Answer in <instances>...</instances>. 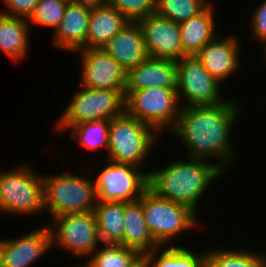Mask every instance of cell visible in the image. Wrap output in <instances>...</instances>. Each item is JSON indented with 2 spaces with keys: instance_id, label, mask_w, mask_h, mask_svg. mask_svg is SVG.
Returning <instances> with one entry per match:
<instances>
[{
  "instance_id": "obj_1",
  "label": "cell",
  "mask_w": 266,
  "mask_h": 267,
  "mask_svg": "<svg viewBox=\"0 0 266 267\" xmlns=\"http://www.w3.org/2000/svg\"><path fill=\"white\" fill-rule=\"evenodd\" d=\"M229 99L211 106L181 107L177 123L170 131L182 140L188 157L207 161L215 158L224 172L238 159L231 132L238 120L240 104Z\"/></svg>"
},
{
  "instance_id": "obj_2",
  "label": "cell",
  "mask_w": 266,
  "mask_h": 267,
  "mask_svg": "<svg viewBox=\"0 0 266 267\" xmlns=\"http://www.w3.org/2000/svg\"><path fill=\"white\" fill-rule=\"evenodd\" d=\"M185 158L183 161L174 159L162 169L149 171V189L157 196L187 206L197 214L204 192L225 173L216 163Z\"/></svg>"
},
{
  "instance_id": "obj_3",
  "label": "cell",
  "mask_w": 266,
  "mask_h": 267,
  "mask_svg": "<svg viewBox=\"0 0 266 267\" xmlns=\"http://www.w3.org/2000/svg\"><path fill=\"white\" fill-rule=\"evenodd\" d=\"M160 137L150 125L124 111L110 120L106 159L142 167Z\"/></svg>"
},
{
  "instance_id": "obj_4",
  "label": "cell",
  "mask_w": 266,
  "mask_h": 267,
  "mask_svg": "<svg viewBox=\"0 0 266 267\" xmlns=\"http://www.w3.org/2000/svg\"><path fill=\"white\" fill-rule=\"evenodd\" d=\"M42 174L44 210L52 217L94 211L97 194L94 179L74 173Z\"/></svg>"
},
{
  "instance_id": "obj_5",
  "label": "cell",
  "mask_w": 266,
  "mask_h": 267,
  "mask_svg": "<svg viewBox=\"0 0 266 267\" xmlns=\"http://www.w3.org/2000/svg\"><path fill=\"white\" fill-rule=\"evenodd\" d=\"M143 215L153 238L163 247L175 246L173 238L180 233L198 228L199 218L187 206L157 196L149 188L139 199ZM172 242V244H171Z\"/></svg>"
},
{
  "instance_id": "obj_6",
  "label": "cell",
  "mask_w": 266,
  "mask_h": 267,
  "mask_svg": "<svg viewBox=\"0 0 266 267\" xmlns=\"http://www.w3.org/2000/svg\"><path fill=\"white\" fill-rule=\"evenodd\" d=\"M31 164L0 172V214L44 212L43 178Z\"/></svg>"
},
{
  "instance_id": "obj_7",
  "label": "cell",
  "mask_w": 266,
  "mask_h": 267,
  "mask_svg": "<svg viewBox=\"0 0 266 267\" xmlns=\"http://www.w3.org/2000/svg\"><path fill=\"white\" fill-rule=\"evenodd\" d=\"M61 113L56 131L90 121L111 120L125 111V90L93 89L81 86Z\"/></svg>"
},
{
  "instance_id": "obj_8",
  "label": "cell",
  "mask_w": 266,
  "mask_h": 267,
  "mask_svg": "<svg viewBox=\"0 0 266 267\" xmlns=\"http://www.w3.org/2000/svg\"><path fill=\"white\" fill-rule=\"evenodd\" d=\"M180 108L177 89L150 87L125 91V112L150 125L159 135L174 128Z\"/></svg>"
},
{
  "instance_id": "obj_9",
  "label": "cell",
  "mask_w": 266,
  "mask_h": 267,
  "mask_svg": "<svg viewBox=\"0 0 266 267\" xmlns=\"http://www.w3.org/2000/svg\"><path fill=\"white\" fill-rule=\"evenodd\" d=\"M52 218L54 221L48 224L52 248L60 246L76 258L88 259L101 246L94 211L61 214Z\"/></svg>"
},
{
  "instance_id": "obj_10",
  "label": "cell",
  "mask_w": 266,
  "mask_h": 267,
  "mask_svg": "<svg viewBox=\"0 0 266 267\" xmlns=\"http://www.w3.org/2000/svg\"><path fill=\"white\" fill-rule=\"evenodd\" d=\"M106 164L94 178L98 201L126 203L137 201L149 188L148 171L144 172L132 164L109 160H106Z\"/></svg>"
},
{
  "instance_id": "obj_11",
  "label": "cell",
  "mask_w": 266,
  "mask_h": 267,
  "mask_svg": "<svg viewBox=\"0 0 266 267\" xmlns=\"http://www.w3.org/2000/svg\"><path fill=\"white\" fill-rule=\"evenodd\" d=\"M176 67L177 96L179 104L182 101L181 107L211 106L227 100L221 96L222 84L204 68L196 56L182 57L176 61Z\"/></svg>"
},
{
  "instance_id": "obj_12",
  "label": "cell",
  "mask_w": 266,
  "mask_h": 267,
  "mask_svg": "<svg viewBox=\"0 0 266 267\" xmlns=\"http://www.w3.org/2000/svg\"><path fill=\"white\" fill-rule=\"evenodd\" d=\"M81 86L125 90L127 71L102 48H80Z\"/></svg>"
},
{
  "instance_id": "obj_13",
  "label": "cell",
  "mask_w": 266,
  "mask_h": 267,
  "mask_svg": "<svg viewBox=\"0 0 266 267\" xmlns=\"http://www.w3.org/2000/svg\"><path fill=\"white\" fill-rule=\"evenodd\" d=\"M150 57L178 61L183 57L179 23L150 14L137 21Z\"/></svg>"
},
{
  "instance_id": "obj_14",
  "label": "cell",
  "mask_w": 266,
  "mask_h": 267,
  "mask_svg": "<svg viewBox=\"0 0 266 267\" xmlns=\"http://www.w3.org/2000/svg\"><path fill=\"white\" fill-rule=\"evenodd\" d=\"M3 267H30L52 249L48 225L21 237L0 240Z\"/></svg>"
},
{
  "instance_id": "obj_15",
  "label": "cell",
  "mask_w": 266,
  "mask_h": 267,
  "mask_svg": "<svg viewBox=\"0 0 266 267\" xmlns=\"http://www.w3.org/2000/svg\"><path fill=\"white\" fill-rule=\"evenodd\" d=\"M220 33L206 43L195 55L204 68L220 83L228 80L230 75L235 74L241 68L240 42L236 35H227L221 39Z\"/></svg>"
},
{
  "instance_id": "obj_16",
  "label": "cell",
  "mask_w": 266,
  "mask_h": 267,
  "mask_svg": "<svg viewBox=\"0 0 266 267\" xmlns=\"http://www.w3.org/2000/svg\"><path fill=\"white\" fill-rule=\"evenodd\" d=\"M176 61L148 57L127 71L125 91L150 87L177 89Z\"/></svg>"
},
{
  "instance_id": "obj_17",
  "label": "cell",
  "mask_w": 266,
  "mask_h": 267,
  "mask_svg": "<svg viewBox=\"0 0 266 267\" xmlns=\"http://www.w3.org/2000/svg\"><path fill=\"white\" fill-rule=\"evenodd\" d=\"M102 49L126 71L149 57L138 22H129Z\"/></svg>"
},
{
  "instance_id": "obj_18",
  "label": "cell",
  "mask_w": 266,
  "mask_h": 267,
  "mask_svg": "<svg viewBox=\"0 0 266 267\" xmlns=\"http://www.w3.org/2000/svg\"><path fill=\"white\" fill-rule=\"evenodd\" d=\"M91 8L69 2L63 19L53 34L52 44L56 48L72 53L86 48V35Z\"/></svg>"
},
{
  "instance_id": "obj_19",
  "label": "cell",
  "mask_w": 266,
  "mask_h": 267,
  "mask_svg": "<svg viewBox=\"0 0 266 267\" xmlns=\"http://www.w3.org/2000/svg\"><path fill=\"white\" fill-rule=\"evenodd\" d=\"M130 21L109 4L91 8L86 48H102Z\"/></svg>"
},
{
  "instance_id": "obj_20",
  "label": "cell",
  "mask_w": 266,
  "mask_h": 267,
  "mask_svg": "<svg viewBox=\"0 0 266 267\" xmlns=\"http://www.w3.org/2000/svg\"><path fill=\"white\" fill-rule=\"evenodd\" d=\"M210 3L198 15L179 23L180 39L184 56H195L209 41H212L220 32H217L214 19V5Z\"/></svg>"
},
{
  "instance_id": "obj_21",
  "label": "cell",
  "mask_w": 266,
  "mask_h": 267,
  "mask_svg": "<svg viewBox=\"0 0 266 267\" xmlns=\"http://www.w3.org/2000/svg\"><path fill=\"white\" fill-rule=\"evenodd\" d=\"M122 246L137 250L142 256L161 245L145 222L142 204L139 200L124 202V234Z\"/></svg>"
},
{
  "instance_id": "obj_22",
  "label": "cell",
  "mask_w": 266,
  "mask_h": 267,
  "mask_svg": "<svg viewBox=\"0 0 266 267\" xmlns=\"http://www.w3.org/2000/svg\"><path fill=\"white\" fill-rule=\"evenodd\" d=\"M30 29L27 19L0 12V52L14 62L22 61L28 55Z\"/></svg>"
},
{
  "instance_id": "obj_23",
  "label": "cell",
  "mask_w": 266,
  "mask_h": 267,
  "mask_svg": "<svg viewBox=\"0 0 266 267\" xmlns=\"http://www.w3.org/2000/svg\"><path fill=\"white\" fill-rule=\"evenodd\" d=\"M101 243L121 244L124 234V202L97 201L94 208Z\"/></svg>"
},
{
  "instance_id": "obj_24",
  "label": "cell",
  "mask_w": 266,
  "mask_h": 267,
  "mask_svg": "<svg viewBox=\"0 0 266 267\" xmlns=\"http://www.w3.org/2000/svg\"><path fill=\"white\" fill-rule=\"evenodd\" d=\"M205 255V251L197 254L190 248L175 245L165 249L160 246L144 254L143 259L147 267H204Z\"/></svg>"
},
{
  "instance_id": "obj_25",
  "label": "cell",
  "mask_w": 266,
  "mask_h": 267,
  "mask_svg": "<svg viewBox=\"0 0 266 267\" xmlns=\"http://www.w3.org/2000/svg\"><path fill=\"white\" fill-rule=\"evenodd\" d=\"M266 253L248 248L232 249L212 247L206 251L204 267H261Z\"/></svg>"
},
{
  "instance_id": "obj_26",
  "label": "cell",
  "mask_w": 266,
  "mask_h": 267,
  "mask_svg": "<svg viewBox=\"0 0 266 267\" xmlns=\"http://www.w3.org/2000/svg\"><path fill=\"white\" fill-rule=\"evenodd\" d=\"M87 259L83 267H134L143 256L121 244H102Z\"/></svg>"
},
{
  "instance_id": "obj_27",
  "label": "cell",
  "mask_w": 266,
  "mask_h": 267,
  "mask_svg": "<svg viewBox=\"0 0 266 267\" xmlns=\"http://www.w3.org/2000/svg\"><path fill=\"white\" fill-rule=\"evenodd\" d=\"M109 126L110 120H97L71 126L68 131H71V138L85 149L96 152L103 147L107 154Z\"/></svg>"
},
{
  "instance_id": "obj_28",
  "label": "cell",
  "mask_w": 266,
  "mask_h": 267,
  "mask_svg": "<svg viewBox=\"0 0 266 267\" xmlns=\"http://www.w3.org/2000/svg\"><path fill=\"white\" fill-rule=\"evenodd\" d=\"M209 0H156V11L159 16L181 23L202 12Z\"/></svg>"
},
{
  "instance_id": "obj_29",
  "label": "cell",
  "mask_w": 266,
  "mask_h": 267,
  "mask_svg": "<svg viewBox=\"0 0 266 267\" xmlns=\"http://www.w3.org/2000/svg\"><path fill=\"white\" fill-rule=\"evenodd\" d=\"M67 4L68 2L64 0H39L28 18L29 25L51 27L55 32L63 19Z\"/></svg>"
},
{
  "instance_id": "obj_30",
  "label": "cell",
  "mask_w": 266,
  "mask_h": 267,
  "mask_svg": "<svg viewBox=\"0 0 266 267\" xmlns=\"http://www.w3.org/2000/svg\"><path fill=\"white\" fill-rule=\"evenodd\" d=\"M108 4L130 22H137L156 11V0H108Z\"/></svg>"
},
{
  "instance_id": "obj_31",
  "label": "cell",
  "mask_w": 266,
  "mask_h": 267,
  "mask_svg": "<svg viewBox=\"0 0 266 267\" xmlns=\"http://www.w3.org/2000/svg\"><path fill=\"white\" fill-rule=\"evenodd\" d=\"M251 33L252 38L262 42L266 46V0H263L251 14Z\"/></svg>"
},
{
  "instance_id": "obj_32",
  "label": "cell",
  "mask_w": 266,
  "mask_h": 267,
  "mask_svg": "<svg viewBox=\"0 0 266 267\" xmlns=\"http://www.w3.org/2000/svg\"><path fill=\"white\" fill-rule=\"evenodd\" d=\"M5 10H1L2 14L27 19L33 13L39 0H2Z\"/></svg>"
},
{
  "instance_id": "obj_33",
  "label": "cell",
  "mask_w": 266,
  "mask_h": 267,
  "mask_svg": "<svg viewBox=\"0 0 266 267\" xmlns=\"http://www.w3.org/2000/svg\"><path fill=\"white\" fill-rule=\"evenodd\" d=\"M73 3L88 6L90 8L108 4V0H73Z\"/></svg>"
},
{
  "instance_id": "obj_34",
  "label": "cell",
  "mask_w": 266,
  "mask_h": 267,
  "mask_svg": "<svg viewBox=\"0 0 266 267\" xmlns=\"http://www.w3.org/2000/svg\"><path fill=\"white\" fill-rule=\"evenodd\" d=\"M134 267H147L144 259L142 258Z\"/></svg>"
},
{
  "instance_id": "obj_35",
  "label": "cell",
  "mask_w": 266,
  "mask_h": 267,
  "mask_svg": "<svg viewBox=\"0 0 266 267\" xmlns=\"http://www.w3.org/2000/svg\"><path fill=\"white\" fill-rule=\"evenodd\" d=\"M0 267H3L1 246H0Z\"/></svg>"
},
{
  "instance_id": "obj_36",
  "label": "cell",
  "mask_w": 266,
  "mask_h": 267,
  "mask_svg": "<svg viewBox=\"0 0 266 267\" xmlns=\"http://www.w3.org/2000/svg\"><path fill=\"white\" fill-rule=\"evenodd\" d=\"M262 50H263V52H264L263 55H265V61H266V46H265Z\"/></svg>"
},
{
  "instance_id": "obj_37",
  "label": "cell",
  "mask_w": 266,
  "mask_h": 267,
  "mask_svg": "<svg viewBox=\"0 0 266 267\" xmlns=\"http://www.w3.org/2000/svg\"><path fill=\"white\" fill-rule=\"evenodd\" d=\"M261 267H266V258L264 259V261H263Z\"/></svg>"
},
{
  "instance_id": "obj_38",
  "label": "cell",
  "mask_w": 266,
  "mask_h": 267,
  "mask_svg": "<svg viewBox=\"0 0 266 267\" xmlns=\"http://www.w3.org/2000/svg\"><path fill=\"white\" fill-rule=\"evenodd\" d=\"M64 1H66V2H68V3H69V2H73V0H64Z\"/></svg>"
}]
</instances>
